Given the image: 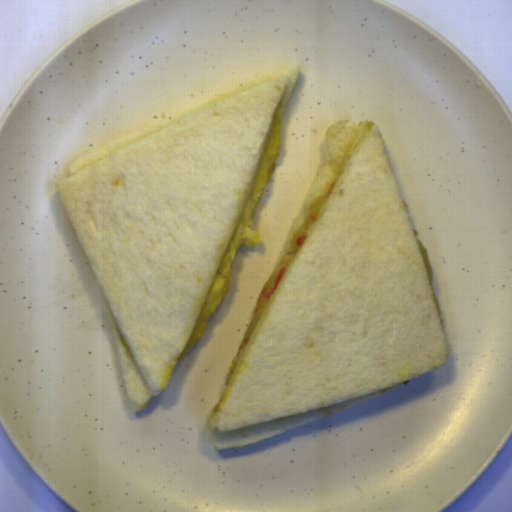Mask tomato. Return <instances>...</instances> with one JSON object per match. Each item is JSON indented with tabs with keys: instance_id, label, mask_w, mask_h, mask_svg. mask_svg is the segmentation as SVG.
Listing matches in <instances>:
<instances>
[{
	"instance_id": "tomato-1",
	"label": "tomato",
	"mask_w": 512,
	"mask_h": 512,
	"mask_svg": "<svg viewBox=\"0 0 512 512\" xmlns=\"http://www.w3.org/2000/svg\"><path fill=\"white\" fill-rule=\"evenodd\" d=\"M284 274H285V268H281V269L279 270V272L277 273V275H276V279H275V282H274V286H273V288L263 289V290L260 292L261 296H263V297H265V298H266V297H269V296L273 295L274 291L276 290V288H277V287H278V285L280 284V282H281V280H282V278H283Z\"/></svg>"
},
{
	"instance_id": "tomato-2",
	"label": "tomato",
	"mask_w": 512,
	"mask_h": 512,
	"mask_svg": "<svg viewBox=\"0 0 512 512\" xmlns=\"http://www.w3.org/2000/svg\"><path fill=\"white\" fill-rule=\"evenodd\" d=\"M305 239H306V236H299V237L296 239V244H297V245H299V246H300V245H302V244H303V242L305 241Z\"/></svg>"
},
{
	"instance_id": "tomato-3",
	"label": "tomato",
	"mask_w": 512,
	"mask_h": 512,
	"mask_svg": "<svg viewBox=\"0 0 512 512\" xmlns=\"http://www.w3.org/2000/svg\"><path fill=\"white\" fill-rule=\"evenodd\" d=\"M309 217H310V219H311L313 222H316V218H317L316 213H314V212H313V213H310Z\"/></svg>"
}]
</instances>
